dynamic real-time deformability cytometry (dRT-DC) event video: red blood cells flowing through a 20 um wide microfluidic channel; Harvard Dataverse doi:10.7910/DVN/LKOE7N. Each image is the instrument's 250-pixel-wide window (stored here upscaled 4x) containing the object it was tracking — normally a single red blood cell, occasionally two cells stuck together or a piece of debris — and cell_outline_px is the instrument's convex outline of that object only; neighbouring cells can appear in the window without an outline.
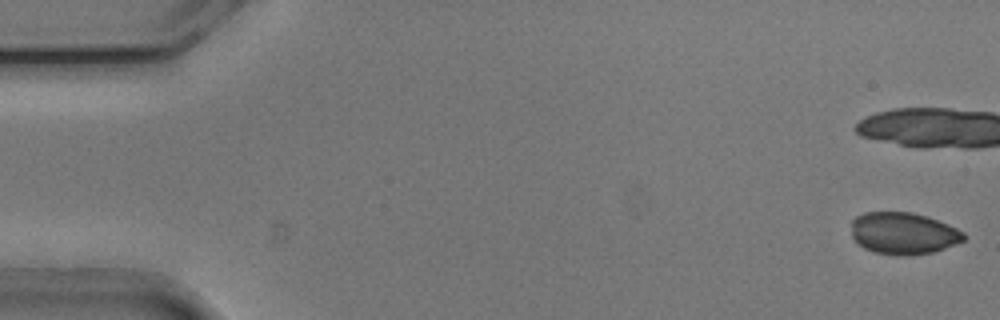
{"species": "common noctule bat (a hibernating species)", "species_latin": "Nyctalus noctula", "temperature_condition": "cold", "stored_images_in_passage": 14, "camera_frame_rate_fps": 3000, "um_per_image_px": 0.085, "animal": {"sex": "male", "body_mass_g": 20.5, "forearm_length_mm": 52.5}, "frame": {"image": 1, "passage_image": 1, "time_ms": 0.0, "image_size_px": [1000, 320], "cell_outline_px": [[964, 240], [944, 248], [932, 252], [908, 256], [904, 256], [872, 252], [856, 244], [852, 236], [852, 220], [856, 216], [864, 212], [912, 212], [928, 216], [948, 224], [964, 232]], "centroid_in_image_um": [76.75, 19.83], "position_along_channel_um": 8.2, "area_um2": 27.63}}